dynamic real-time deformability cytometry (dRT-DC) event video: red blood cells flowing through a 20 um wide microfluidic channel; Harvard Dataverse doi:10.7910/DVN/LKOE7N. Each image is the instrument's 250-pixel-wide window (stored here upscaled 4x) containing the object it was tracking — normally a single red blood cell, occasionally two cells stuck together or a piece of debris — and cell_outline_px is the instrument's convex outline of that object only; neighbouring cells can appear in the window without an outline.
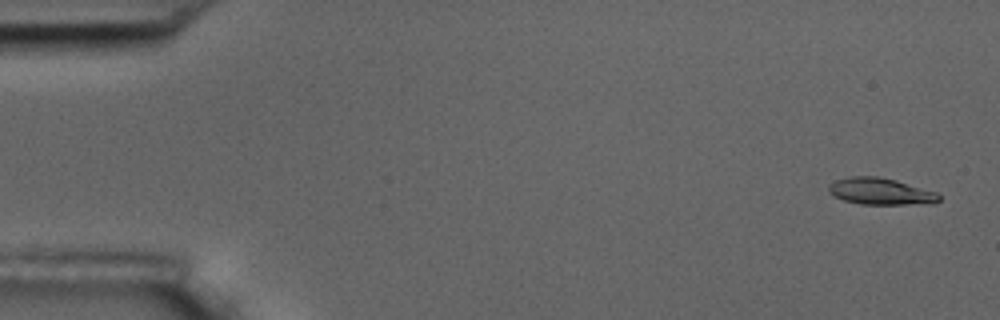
{"species": "common noctule bat (a hibernating species)", "species_latin": "Nyctalus noctula", "temperature_condition": "room temperature", "stored_images_in_passage": 15, "camera_frame_rate_fps": 3000, "um_per_image_px": 0.085, "animal": {"sex": "male", "body_mass_g": 17.5, "forearm_length_mm": 52.3}, "frame": {"image": 1, "passage_image": 1, "time_ms": 0.0, "image_size_px": [1000, 320], "cell_outline_px": [[940, 200], [936, 204], [860, 204], [844, 200], [832, 196], [828, 192], [828, 184], [836, 180], [852, 176], [876, 176], [896, 180], [936, 192], [940, 196]], "centroid_in_image_um": [74.84, 16.27], "position_along_channel_um": 10.2, "area_um2": 17.28}}
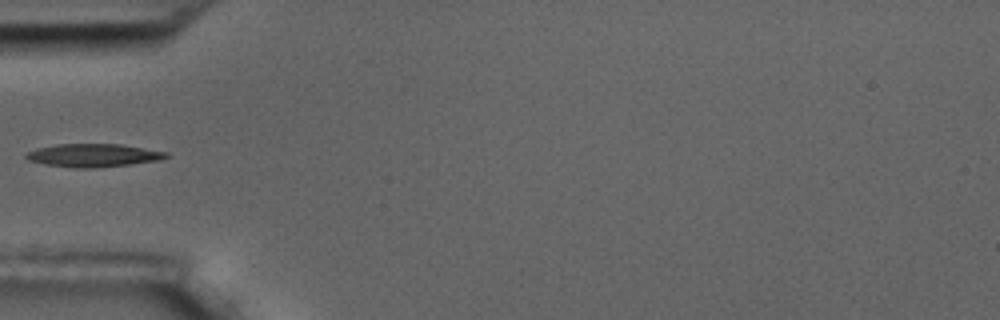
{"frame": {"image": 2, "passage_image": 5, "time_ms": 5.667, "image_size_px": [1000, 320], "cell_outline_px": [[168, 156], [160, 160], [128, 164], [92, 168], [76, 168], [44, 164], [28, 160], [24, 156], [28, 152], [36, 148], [56, 144], [120, 144], [168, 152]], "centroid_in_image_um": [7.9, 13.2], "position_along_channel_um": 77.1, "area_um2": 18.73}}
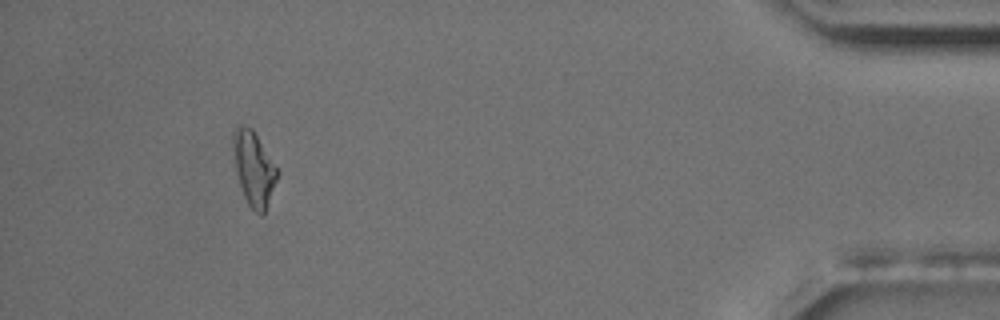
{"frame": {"image": 3, "passage_image": 14, "time_ms": 17.0, "image_size_px": [1000, 320], "cell_outline_px": [[280, 172], [264, 212], [260, 216], [248, 204], [244, 196], [236, 172], [232, 144], [232, 132], [236, 124], [240, 124], [252, 128]], "centroid_in_image_um": [21.56, 14.27], "position_along_channel_um": 413.6, "area_um2": 19.02}, "authors_computed_cell_mechanics": {"area_um2": 17.918, "velocity_mm_per_s": 3.5293, "shape_relaxation_time_tau1_ms": 6.5799, "shape_relaxation_time_tau2_ms": 7.5725, "deformation_change_tau1": 0.1813, "deformation_change_tau2": 0.1704}}